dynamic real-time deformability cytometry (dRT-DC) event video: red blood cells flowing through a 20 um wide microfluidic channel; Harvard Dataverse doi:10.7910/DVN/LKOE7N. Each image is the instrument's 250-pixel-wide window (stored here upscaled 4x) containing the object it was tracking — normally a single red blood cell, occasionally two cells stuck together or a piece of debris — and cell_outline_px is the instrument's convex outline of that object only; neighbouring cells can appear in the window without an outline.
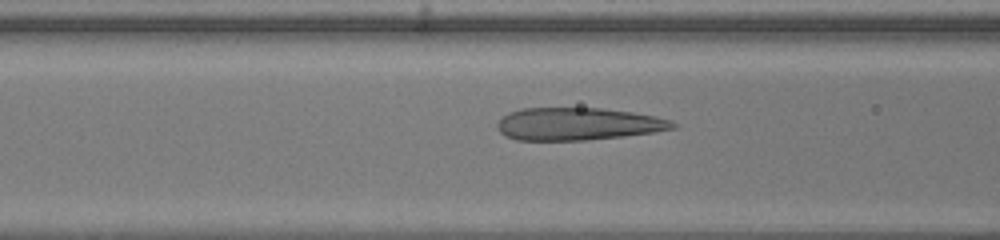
{"species": "human", "species_latin": "Homo sapiens", "temperature_condition": "warm", "stored_images_in_passage": 47, "camera_frame_rate_fps": 3000, "um_per_image_px": 0.085, "donor": {"sex": "female"}, "frame": {"image": 1, "passage_image": 18, "time_ms": 5.667, "image_size_px": [1000, 240], "cell_outline_px": [[676, 128], [652, 132], [624, 136], [588, 140], [516, 140], [504, 136], [500, 132], [496, 124], [508, 112], [520, 108], [600, 108], [632, 112], [656, 116], [672, 120], [676, 124]], "centroid_in_image_um": [49.11, 10.53], "position_along_channel_um": 117.5, "area_um2": 33.35}}
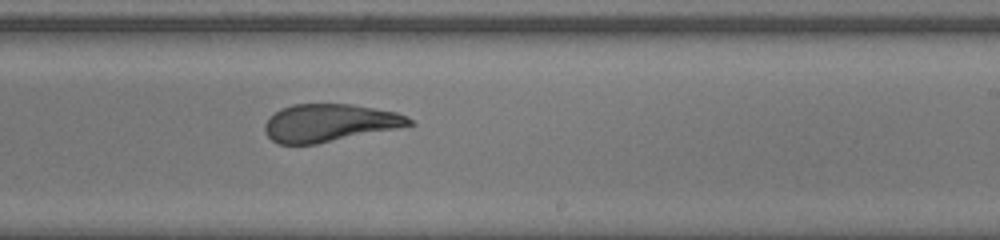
{"frame": {"image": 2, "passage_image": 28, "time_ms": 9.0, "image_size_px": [1000, 240], "cell_outline_px": [[416, 124], [400, 128], [316, 144], [280, 144], [272, 140], [264, 132], [264, 124], [280, 108], [292, 104], [352, 104], [396, 112], [408, 116]], "centroid_in_image_um": [28.04, 10.44], "position_along_channel_um": 261.0, "area_um2": 31.79}}
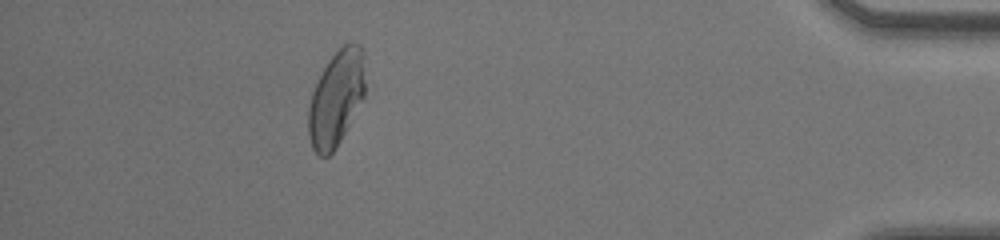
{"frame": {"image": 3, "passage_image": 42, "time_ms": 13.667, "image_size_px": [1000, 240], "cell_outline_px": [[364, 96], [336, 148], [328, 156], [320, 156], [312, 148], [308, 136], [308, 108], [312, 92], [328, 60], [344, 44], [352, 40], [360, 44], [364, 48]], "centroid_in_image_um": [28.58, 8.32], "position_along_channel_um": 406.6, "area_um2": 31.5}, "authors_computed_cell_mechanics": {"area_um2": 33.5818, "velocity_mm_per_s": 4.332, "shape_relaxation_time_tau1_ms": 10.493, "shape_relaxation_time_tau2_ms": 0.9504, "deformation_change_tau1": 0.366, "deformation_change_tau2": 0.0876}}